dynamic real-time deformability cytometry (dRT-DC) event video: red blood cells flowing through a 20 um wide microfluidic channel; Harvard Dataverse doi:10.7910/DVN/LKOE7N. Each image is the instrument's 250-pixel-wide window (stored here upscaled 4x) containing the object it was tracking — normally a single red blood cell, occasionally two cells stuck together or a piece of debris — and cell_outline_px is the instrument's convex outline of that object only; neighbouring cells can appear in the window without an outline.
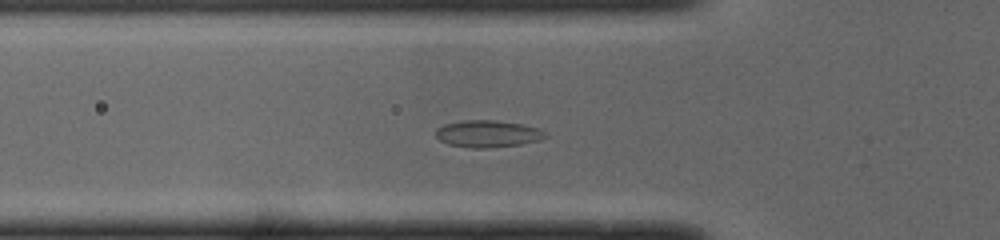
{"species": "common noctule bat (a hibernating species)", "species_latin": "Nyctalus noctula", "temperature_condition": "cold", "stored_images_in_passage": 37, "camera_frame_rate_fps": 3000, "um_per_image_px": 0.085, "animal": {"sex": "male", "body_mass_g": 19.0, "forearm_length_mm": 50.8}, "frame": {"image": 1, "passage_image": 3, "time_ms": 0.667, "image_size_px": [1000, 240], "cell_outline_px": [[548, 136], [540, 140], [520, 144], [488, 148], [472, 148], [448, 144], [440, 140], [436, 136], [436, 128], [444, 124], [464, 120], [496, 120], [520, 124], [536, 128], [548, 132]], "centroid_in_image_um": [41.46, 11.37], "position_along_channel_um": 84.3, "area_um2": 17.22}}
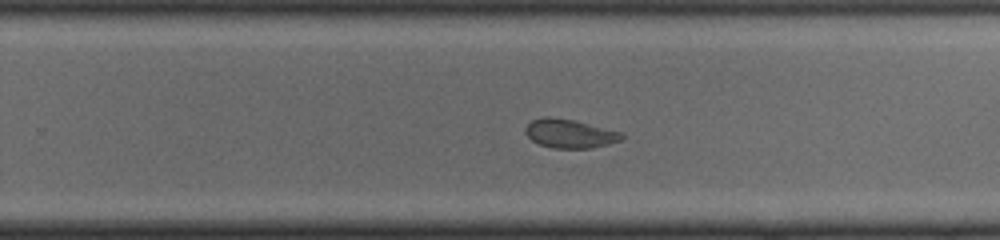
{"frame": {"image": 2, "passage_image": 18, "time_ms": 5.667, "image_size_px": [1000, 240], "cell_outline_px": [[624, 136], [620, 140], [608, 144], [592, 148], [552, 148], [540, 144], [532, 140], [524, 132], [524, 128], [532, 120], [544, 116], [548, 116], [576, 120], [624, 132]], "centroid_in_image_um": [48.44, 11.34], "position_along_channel_um": 281.4, "area_um2": 16.36}}
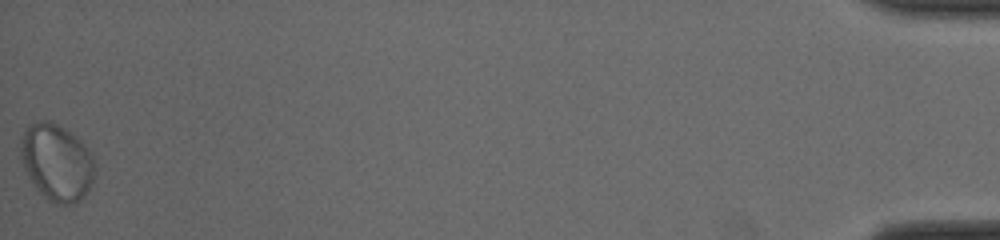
{"frame": {"image": 3, "passage_image": 37, "time_ms": 12.0, "image_size_px": [1000, 240], "cell_outline_px": [[92, 180], [84, 196], [80, 200], [72, 204], [56, 204], [48, 200], [36, 188], [28, 176], [24, 168], [20, 156], [20, 140], [28, 124], [40, 120], [48, 120], [72, 132], [92, 152]], "centroid_in_image_um": [4.78, 13.77], "position_along_channel_um": 430.4, "area_um2": 33.0}, "authors_computed_cell_mechanics": {"area_um2": 17.1666, "velocity_mm_per_s": 3.9421, "shape_relaxation_time_tau1_ms": null, "shape_relaxation_time_tau2_ms": 1.1319, "deformation_change_tau1": null, "deformation_change_tau2": 0.0496}}